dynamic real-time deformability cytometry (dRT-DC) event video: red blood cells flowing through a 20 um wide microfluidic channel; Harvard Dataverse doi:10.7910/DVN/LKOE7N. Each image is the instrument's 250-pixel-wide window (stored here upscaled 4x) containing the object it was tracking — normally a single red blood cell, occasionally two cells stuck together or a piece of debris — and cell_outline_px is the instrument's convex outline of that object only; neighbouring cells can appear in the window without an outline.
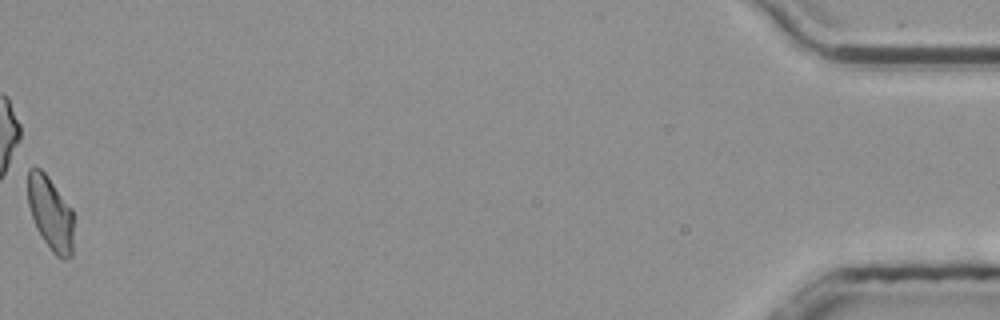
{"species": "common noctule bat (a hibernating species)", "species_latin": "Nyctalus noctula", "temperature_condition": "room temperature", "stored_images_in_passage": 54, "camera_frame_rate_fps": 3000, "um_per_image_px": 0.085, "animal": {"sex": "male", "body_mass_g": 20.4}, "frame": {"image": 1, "passage_image": 54, "time_ms": 17.667, "image_size_px": [1000, 320], "cell_outline_px": [[72, 256], [64, 260], [56, 256], [52, 252], [36, 228], [28, 204], [28, 168], [40, 168], [48, 176], [72, 208]], "centroid_in_image_um": [4.29, 18.13], "position_along_channel_um": 430.9, "area_um2": 19.59}}